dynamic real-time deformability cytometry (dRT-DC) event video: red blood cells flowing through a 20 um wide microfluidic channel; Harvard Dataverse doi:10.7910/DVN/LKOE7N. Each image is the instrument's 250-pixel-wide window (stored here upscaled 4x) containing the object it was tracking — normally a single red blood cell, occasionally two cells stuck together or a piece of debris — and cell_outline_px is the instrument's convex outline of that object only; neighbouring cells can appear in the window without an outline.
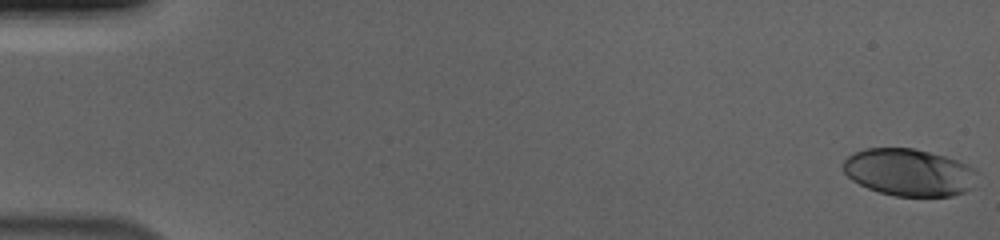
{"species": "human", "species_latin": "Homo sapiens", "temperature_condition": "cold", "stored_images_in_passage": 56, "camera_frame_rate_fps": 3000, "um_per_image_px": 0.085, "donor": {"sex": "male"}, "frame": {"image": 1, "passage_image": 1, "time_ms": 0.0, "image_size_px": [1000, 240], "cell_outline_px": [[976, 172], [972, 188], [964, 192], [952, 196], [896, 196], [880, 192], [868, 188], [852, 180], [840, 168], [840, 164], [848, 156], [864, 148], [912, 148], [944, 156], [968, 164], [976, 168]], "centroid_in_image_um": [77.24, 14.65], "position_along_channel_um": 7.8, "area_um2": 36.93}}
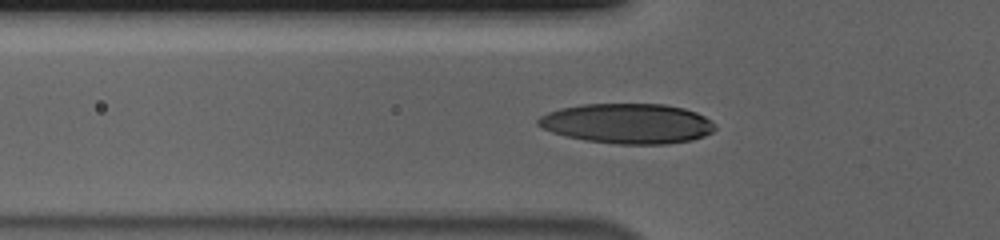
{"frame": {"image": 2, "passage_image": 20, "time_ms": 6.333, "image_size_px": [1000, 240], "cell_outline_px": [[716, 128], [712, 132], [704, 136], [692, 140], [668, 144], [616, 144], [584, 140], [564, 136], [552, 132], [536, 124], [536, 120], [540, 116], [548, 112], [560, 108], [580, 104], [664, 104], [684, 108], [696, 112], [712, 120], [716, 124]], "centroid_in_image_um": [53.34, 10.5], "position_along_channel_um": 72.5, "area_um2": 41.62}}
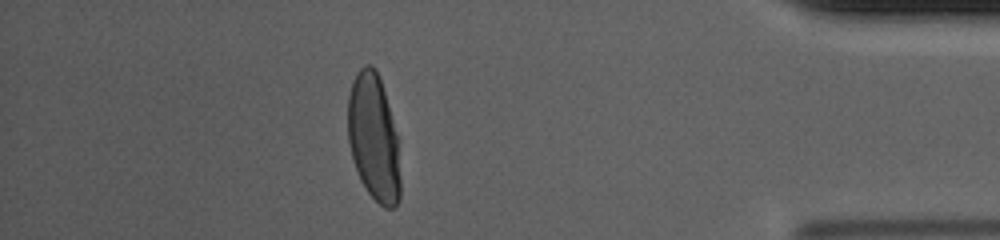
{"frame": {"image": 3, "passage_image": 50, "time_ms": 16.333, "image_size_px": [1000, 240], "cell_outline_px": [[400, 200], [396, 208], [384, 208], [368, 192], [360, 180], [352, 156], [348, 140], [348, 96], [352, 80], [356, 72], [364, 64], [372, 64], [376, 68], [384, 92], [396, 132], [400, 180]], "centroid_in_image_um": [31.75, 11.7], "position_along_channel_um": 403.5, "area_um2": 38.67}, "authors_computed_cell_mechanics": {"area_um2": 39.4196, "velocity_mm_per_s": 3.6956, "shape_relaxation_time_tau1_ms": 3.9699, "shape_relaxation_time_tau2_ms": null, "deformation_change_tau1": 0.1953, "deformation_change_tau2": null}}